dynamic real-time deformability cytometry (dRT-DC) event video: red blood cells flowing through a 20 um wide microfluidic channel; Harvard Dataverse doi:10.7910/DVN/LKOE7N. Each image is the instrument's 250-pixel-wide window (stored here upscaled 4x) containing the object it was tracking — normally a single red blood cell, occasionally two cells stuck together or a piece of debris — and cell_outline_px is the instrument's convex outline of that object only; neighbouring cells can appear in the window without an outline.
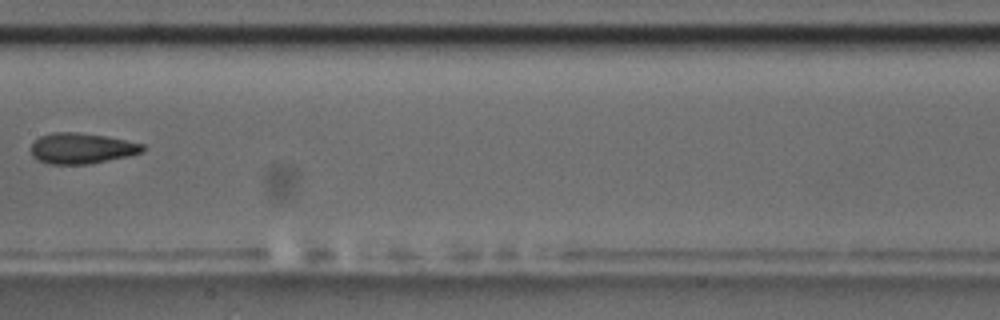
{"species": "common noctule bat (a hibernating species)", "species_latin": "Nyctalus noctula", "temperature_condition": "room temperature", "stored_images_in_passage": 11, "camera_frame_rate_fps": 3000, "um_per_image_px": 0.085, "animal": {"sex": "male", "body_mass_g": 17.5, "forearm_length_mm": 52.3}, "frame": {"image": 1, "passage_image": 4, "time_ms": 3.667, "image_size_px": [1000, 320], "cell_outline_px": [[148, 148], [140, 152], [128, 156], [88, 164], [48, 164], [32, 156], [32, 144], [40, 136], [52, 132], [76, 132], [104, 136], [144, 144]], "centroid_in_image_um": [6.94, 12.61], "position_along_channel_um": 200.5, "area_um2": 19.77}}
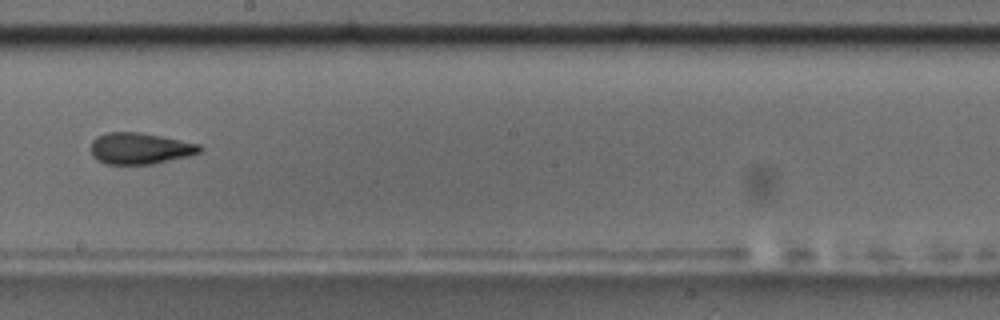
{"frame": {"image": 2, "passage_image": 5, "time_ms": 4.667, "image_size_px": [1000, 320], "cell_outline_px": [[204, 148], [200, 152], [188, 156], [152, 164], [104, 164], [96, 160], [92, 156], [88, 148], [92, 140], [96, 136], [108, 132], [140, 132], [200, 144]], "centroid_in_image_um": [11.84, 12.62], "position_along_channel_um": 236.4, "area_um2": 20.17}, "authors_computed_cell_mechanics": {"area_um2": 19.7676, "velocity_mm_per_s": 3.6051, "shape_relaxation_time_tau1_ms": 5.545, "shape_relaxation_time_tau2_ms": 1.5937, "deformation_change_tau1": 0.1418, "deformation_change_tau2": 0.0786}}